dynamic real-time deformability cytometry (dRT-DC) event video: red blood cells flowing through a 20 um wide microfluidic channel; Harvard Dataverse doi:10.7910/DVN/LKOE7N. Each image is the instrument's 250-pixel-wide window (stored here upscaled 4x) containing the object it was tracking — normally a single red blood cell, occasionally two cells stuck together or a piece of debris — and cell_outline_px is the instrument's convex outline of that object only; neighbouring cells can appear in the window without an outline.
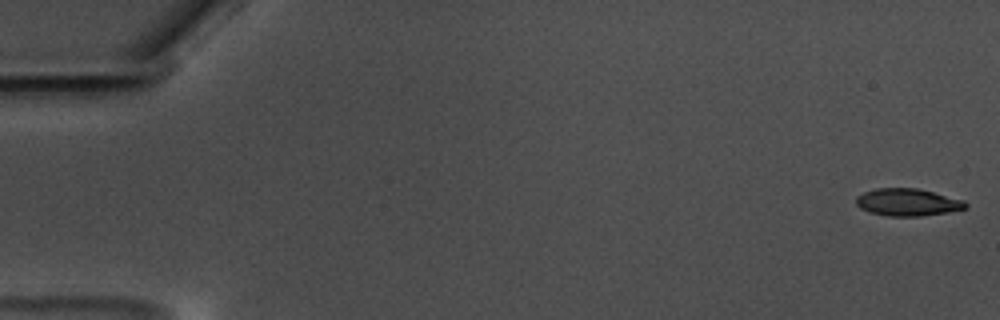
{"species": "common noctule bat (a hibernating species)", "species_latin": "Nyctalus noctula", "temperature_condition": "warm", "stored_images_in_passage": 59, "camera_frame_rate_fps": 3000, "um_per_image_px": 0.085, "animal": {"sex": "male", "body_mass_g": 17.5, "forearm_length_mm": 52.3}, "frame": {"image": 1, "passage_image": 1, "time_ms": 0.0, "image_size_px": [1000, 320], "cell_outline_px": [[968, 208], [948, 212], [920, 216], [888, 216], [872, 212], [860, 208], [856, 204], [856, 196], [864, 192], [876, 188], [916, 188], [964, 200], [968, 204]], "centroid_in_image_um": [77.15, 17.19], "position_along_channel_um": 7.8, "area_um2": 17.34}}
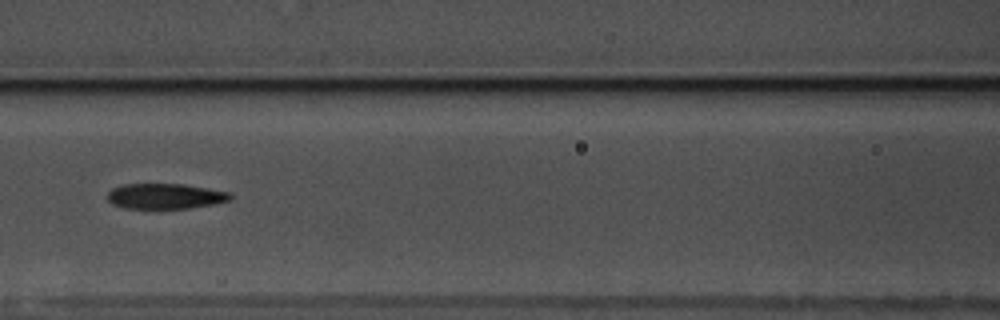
{"frame": {"image": 2, "passage_image": 27, "time_ms": 8.667, "image_size_px": [1000, 320], "cell_outline_px": [[232, 200], [212, 204], [188, 208], [124, 208], [112, 204], [108, 200], [108, 192], [112, 188], [124, 184], [184, 184], [232, 192]], "centroid_in_image_um": [14.07, 16.67], "position_along_channel_um": 152.5, "area_um2": 18.21}}
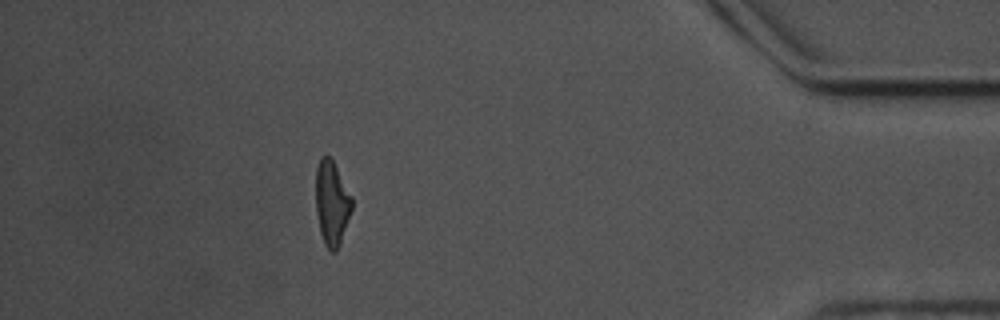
{"frame": {"image": 3, "passage_image": 53, "time_ms": 17.333, "image_size_px": [1000, 320], "cell_outline_px": [[352, 208], [340, 244], [336, 252], [332, 252], [324, 244], [320, 232], [316, 212], [316, 168], [320, 156], [328, 156], [332, 160], [352, 196]], "centroid_in_image_um": [28.19, 17.27], "position_along_channel_um": 407.0, "area_um2": 17.69}, "authors_computed_cell_mechanics": {"area_um2": 18.496, "velocity_mm_per_s": 3.4853, "shape_relaxation_time_tau1_ms": 3.9383, "shape_relaxation_time_tau2_ms": 3.7673, "deformation_change_tau1": 0.1522, "deformation_change_tau2": 0.1288}}